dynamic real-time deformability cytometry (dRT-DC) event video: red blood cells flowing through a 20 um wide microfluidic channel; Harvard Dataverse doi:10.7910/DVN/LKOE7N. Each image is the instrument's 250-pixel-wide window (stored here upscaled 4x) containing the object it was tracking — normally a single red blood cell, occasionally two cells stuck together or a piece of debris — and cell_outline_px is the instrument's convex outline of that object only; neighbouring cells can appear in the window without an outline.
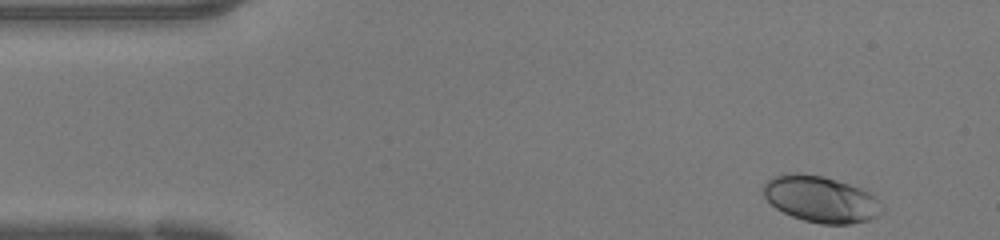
{"species": "human", "species_latin": "Homo sapiens", "temperature_condition": "warm", "stored_images_in_passage": 45, "camera_frame_rate_fps": 3000, "um_per_image_px": 0.085, "donor": {"sex": "female"}, "frame": {"image": 1, "passage_image": 1, "time_ms": 0.0, "image_size_px": [1000, 240], "cell_outline_px": [[884, 212], [868, 220], [852, 224], [820, 224], [804, 220], [792, 216], [776, 208], [764, 196], [764, 184], [772, 176], [784, 172], [800, 172], [824, 176], [860, 188], [876, 196], [884, 208]], "centroid_in_image_um": [69.78, 16.92], "position_along_channel_um": 15.2, "area_um2": 32.25}}
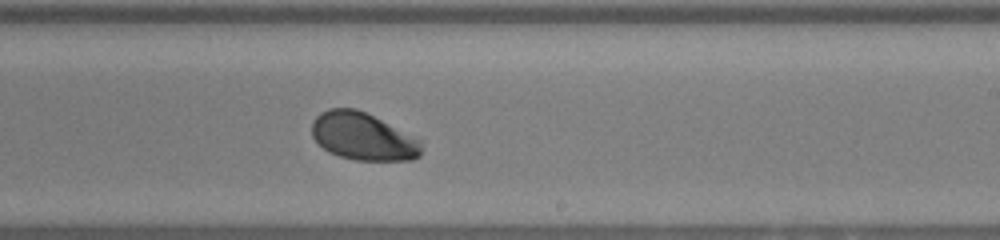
{"frame": {"image": 2, "passage_image": 25, "time_ms": 8.0, "image_size_px": [1000, 240], "cell_outline_px": [[420, 156], [412, 160], [356, 160], [340, 156], [328, 152], [312, 136], [312, 120], [320, 112], [328, 108], [356, 108], [420, 140]], "centroid_in_image_um": [30.8, 11.6], "position_along_channel_um": 258.2, "area_um2": 29.88}}
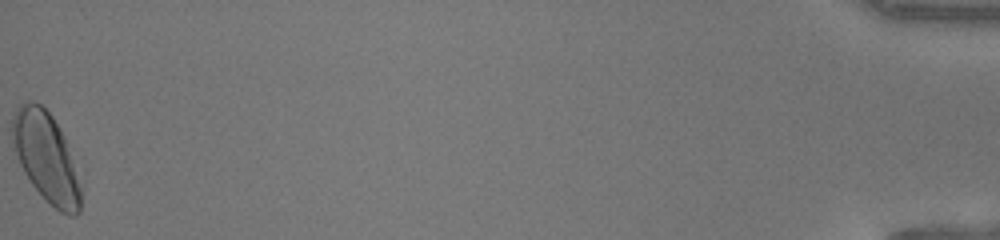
{"frame": {"image": 3, "passage_image": 45, "time_ms": 14.667, "image_size_px": [1000, 240], "cell_outline_px": [[80, 212], [76, 216], [68, 216], [60, 212], [32, 184], [24, 172], [12, 148], [12, 116], [16, 108], [24, 100], [32, 100], [40, 104], [52, 116], [60, 128], [64, 136], [80, 188]], "centroid_in_image_um": [3.87, 13.31], "position_along_channel_um": 431.3, "area_um2": 35.2}, "authors_computed_cell_mechanics": {"area_um2": 31.3276, "velocity_mm_per_s": 4.2426, "shape_relaxation_time_tau1_ms": 1.5478, "shape_relaxation_time_tau2_ms": null, "deformation_change_tau1": 0.1209, "deformation_change_tau2": null}}